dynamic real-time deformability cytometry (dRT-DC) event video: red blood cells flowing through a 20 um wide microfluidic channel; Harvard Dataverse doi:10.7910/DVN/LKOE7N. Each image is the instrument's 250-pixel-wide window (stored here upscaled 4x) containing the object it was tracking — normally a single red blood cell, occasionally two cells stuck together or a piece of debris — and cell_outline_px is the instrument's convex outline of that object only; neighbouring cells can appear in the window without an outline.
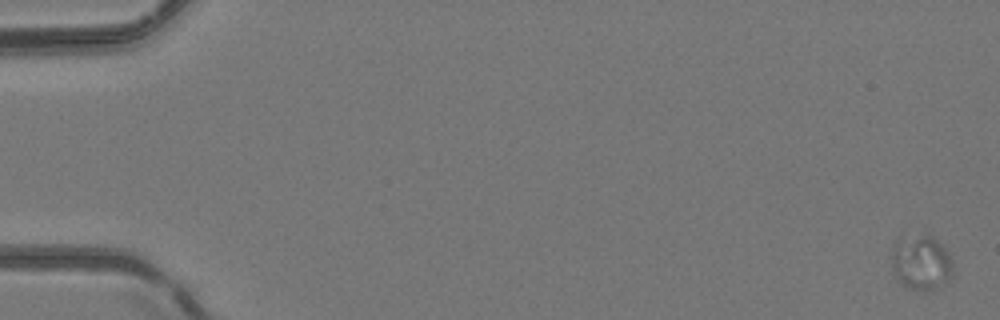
{"species": "common noctule bat (a hibernating species)", "species_latin": "Nyctalus noctula", "temperature_condition": "room temperature", "stored_images_in_passage": 6, "camera_frame_rate_fps": 3000, "um_per_image_px": 0.085, "animal": {"sex": "female", "body_mass_g": 24.6, "forearm_length_mm": 56.2}, "frame": {"image": 1, "passage_image": 1, "time_ms": 0.0, "image_size_px": [1000, 320], "cell_outline_px": [[952, 276], [940, 288], [924, 292], [908, 288], [900, 284], [892, 268], [892, 244], [896, 240], [924, 236], [932, 236], [952, 256]], "centroid_in_image_um": [78.31, 22.39], "position_along_channel_um": 6.7, "area_um2": 19.65}}
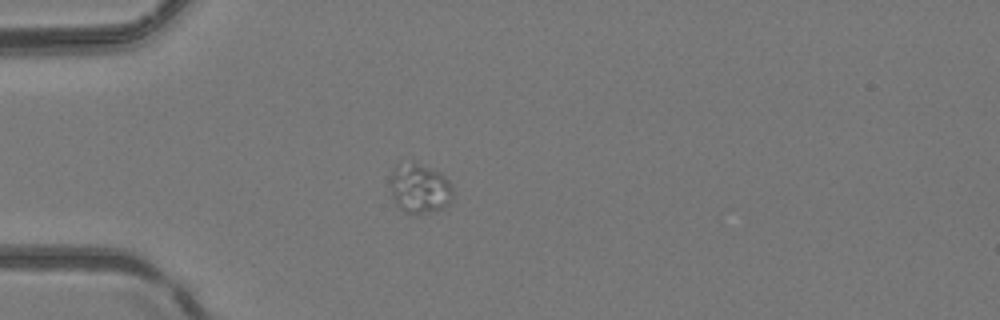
{"frame": {"image": 2, "passage_image": 4, "time_ms": 5.0, "image_size_px": [1000, 320], "cell_outline_px": [[452, 200], [444, 208], [416, 216], [404, 212], [396, 204], [392, 196], [392, 172], [396, 164], [416, 164], [440, 172], [452, 184]], "centroid_in_image_um": [35.7, 16.08], "position_along_channel_um": 49.3, "area_um2": 17.92}}
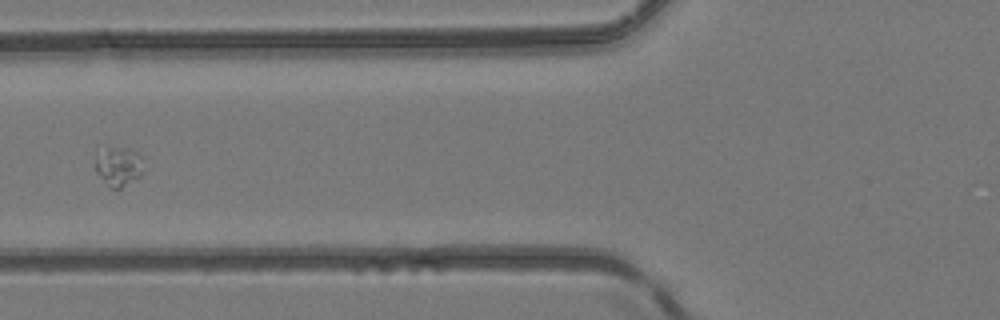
{"frame": {"image": 3, "passage_image": 6, "time_ms": 7.0, "image_size_px": [1000, 320], "cell_outline_px": [[140, 176], [120, 188], [108, 188], [96, 172], [96, 156], [108, 148], [128, 148], [136, 152], [140, 156]], "centroid_in_image_um": [10.03, 14.18], "position_along_channel_um": 115.8, "area_um2": 10.52}}